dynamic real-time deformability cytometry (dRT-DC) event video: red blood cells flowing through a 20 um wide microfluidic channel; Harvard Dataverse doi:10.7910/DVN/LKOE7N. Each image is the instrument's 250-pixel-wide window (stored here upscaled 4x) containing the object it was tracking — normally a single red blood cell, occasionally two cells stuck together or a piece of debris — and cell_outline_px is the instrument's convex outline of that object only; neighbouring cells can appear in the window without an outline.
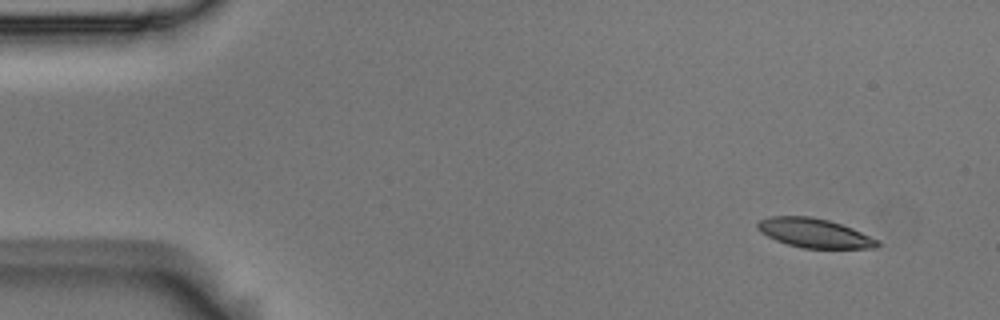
{"species": "Egyptian fruit bat (a non-hibernating species)", "species_latin": "Rousettus aegyptiacus", "temperature_condition": "room temperature", "stored_images_in_passage": 4, "camera_frame_rate_fps": 3000, "um_per_image_px": 0.085, "animal": {"sex": "male"}, "frame": {"image": 1, "passage_image": 1, "time_ms": 0.0, "image_size_px": [1000, 320], "cell_outline_px": [[880, 244], [876, 248], [804, 248], [788, 244], [776, 240], [760, 232], [756, 228], [756, 224], [760, 220], [772, 216], [812, 216], [828, 220], [852, 228], [880, 240]], "centroid_in_image_um": [69.23, 19.81], "position_along_channel_um": 15.8, "area_um2": 20.35}}
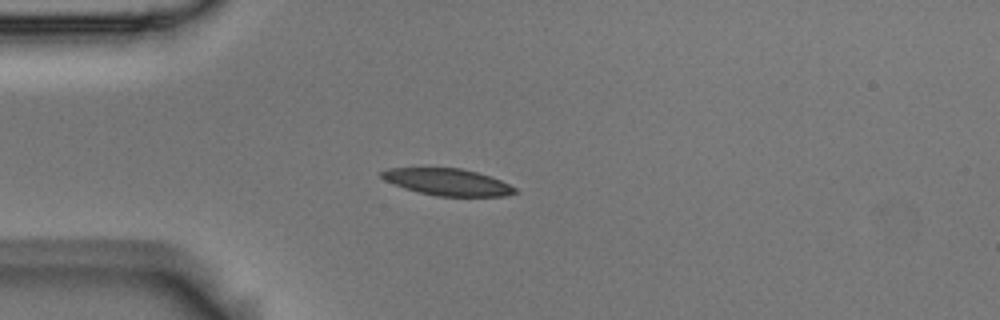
{"frame": {"image": 2, "passage_image": 4, "time_ms": 1.0, "image_size_px": [1000, 320], "cell_outline_px": [[520, 192], [504, 196], [436, 196], [404, 188], [384, 180], [380, 176], [380, 172], [388, 168], [460, 168], [476, 172], [500, 180], [516, 188]], "centroid_in_image_um": [38.04, 15.47], "position_along_channel_um": 47.0, "area_um2": 20.69}}